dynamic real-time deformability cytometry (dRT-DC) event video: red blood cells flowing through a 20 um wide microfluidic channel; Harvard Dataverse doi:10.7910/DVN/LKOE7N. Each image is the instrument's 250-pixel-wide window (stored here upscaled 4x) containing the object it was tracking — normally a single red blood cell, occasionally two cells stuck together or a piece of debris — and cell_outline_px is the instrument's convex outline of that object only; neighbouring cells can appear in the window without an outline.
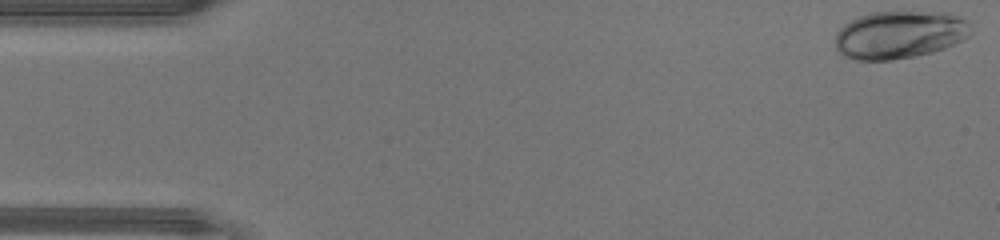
{"species": "human", "species_latin": "Homo sapiens", "temperature_condition": "warm", "stored_images_in_passage": 46, "camera_frame_rate_fps": 3000, "um_per_image_px": 0.085, "donor": {"sex": "male"}, "frame": {"image": 1, "passage_image": 1, "time_ms": 0.0, "image_size_px": [1000, 240], "cell_outline_px": [[972, 32], [968, 36], [944, 48], [932, 52], [916, 56], [892, 60], [856, 60], [844, 56], [836, 48], [836, 32], [844, 24], [860, 16], [872, 12], [944, 12], [960, 16], [968, 24]], "centroid_in_image_um": [76.44, 2.95], "position_along_channel_um": 8.6, "area_um2": 37.57}}
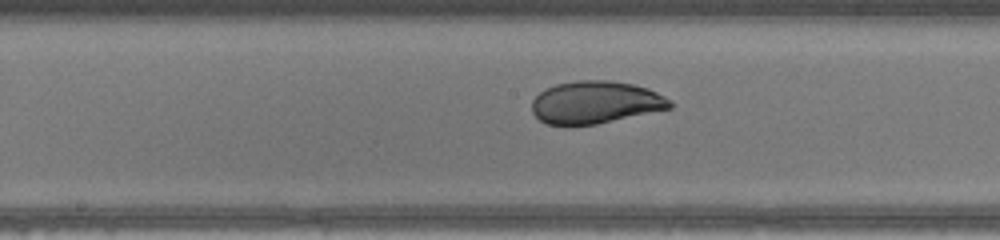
{"frame": {"image": 2, "passage_image": 23, "time_ms": 7.333, "image_size_px": [1000, 240], "cell_outline_px": [[672, 108], [596, 124], [544, 124], [532, 112], [532, 100], [544, 88], [556, 84], [576, 80], [612, 80], [632, 84], [648, 88], [672, 100]], "centroid_in_image_um": [50.61, 8.68], "position_along_channel_um": 197.6, "area_um2": 34.16}}
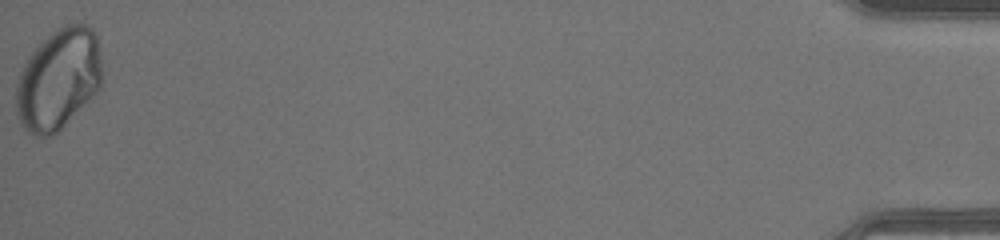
{"frame": {"image": 3, "passage_image": 46, "time_ms": 15.0, "image_size_px": [1000, 240], "cell_outline_px": [[104, 80], [100, 88], [52, 136], [36, 136], [28, 132], [20, 124], [16, 112], [16, 88], [20, 72], [28, 56], [52, 32], [64, 24], [88, 24], [92, 28], [96, 36], [100, 52], [104, 72]], "centroid_in_image_um": [4.99, 6.72], "position_along_channel_um": 430.2, "area_um2": 50.58}, "authors_computed_cell_mechanics": {"area_um2": 36.1539, "velocity_mm_per_s": 4.4606, "shape_relaxation_time_tau1_ms": 8.9618, "shape_relaxation_time_tau2_ms": null, "deformation_change_tau1": 0.2584, "deformation_change_tau2": null}}